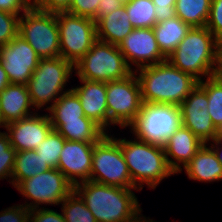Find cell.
<instances>
[{
    "instance_id": "30",
    "label": "cell",
    "mask_w": 222,
    "mask_h": 222,
    "mask_svg": "<svg viewBox=\"0 0 222 222\" xmlns=\"http://www.w3.org/2000/svg\"><path fill=\"white\" fill-rule=\"evenodd\" d=\"M65 222H97L81 197L73 190L62 202Z\"/></svg>"
},
{
    "instance_id": "15",
    "label": "cell",
    "mask_w": 222,
    "mask_h": 222,
    "mask_svg": "<svg viewBox=\"0 0 222 222\" xmlns=\"http://www.w3.org/2000/svg\"><path fill=\"white\" fill-rule=\"evenodd\" d=\"M179 106L184 127L204 143H209L216 137L217 129L208 113L207 93L199 84Z\"/></svg>"
},
{
    "instance_id": "9",
    "label": "cell",
    "mask_w": 222,
    "mask_h": 222,
    "mask_svg": "<svg viewBox=\"0 0 222 222\" xmlns=\"http://www.w3.org/2000/svg\"><path fill=\"white\" fill-rule=\"evenodd\" d=\"M18 34L30 44L40 58L60 57L56 13L30 7L19 18Z\"/></svg>"
},
{
    "instance_id": "45",
    "label": "cell",
    "mask_w": 222,
    "mask_h": 222,
    "mask_svg": "<svg viewBox=\"0 0 222 222\" xmlns=\"http://www.w3.org/2000/svg\"><path fill=\"white\" fill-rule=\"evenodd\" d=\"M218 74L222 77V43H220V63Z\"/></svg>"
},
{
    "instance_id": "22",
    "label": "cell",
    "mask_w": 222,
    "mask_h": 222,
    "mask_svg": "<svg viewBox=\"0 0 222 222\" xmlns=\"http://www.w3.org/2000/svg\"><path fill=\"white\" fill-rule=\"evenodd\" d=\"M133 29L127 11L122 6L96 23L97 40L119 46Z\"/></svg>"
},
{
    "instance_id": "43",
    "label": "cell",
    "mask_w": 222,
    "mask_h": 222,
    "mask_svg": "<svg viewBox=\"0 0 222 222\" xmlns=\"http://www.w3.org/2000/svg\"><path fill=\"white\" fill-rule=\"evenodd\" d=\"M10 84L8 76L3 69L2 63L0 62V92L6 89V87Z\"/></svg>"
},
{
    "instance_id": "17",
    "label": "cell",
    "mask_w": 222,
    "mask_h": 222,
    "mask_svg": "<svg viewBox=\"0 0 222 222\" xmlns=\"http://www.w3.org/2000/svg\"><path fill=\"white\" fill-rule=\"evenodd\" d=\"M94 144L65 141L57 169L73 186L90 181Z\"/></svg>"
},
{
    "instance_id": "40",
    "label": "cell",
    "mask_w": 222,
    "mask_h": 222,
    "mask_svg": "<svg viewBox=\"0 0 222 222\" xmlns=\"http://www.w3.org/2000/svg\"><path fill=\"white\" fill-rule=\"evenodd\" d=\"M30 7V0H0V10L14 15H21Z\"/></svg>"
},
{
    "instance_id": "38",
    "label": "cell",
    "mask_w": 222,
    "mask_h": 222,
    "mask_svg": "<svg viewBox=\"0 0 222 222\" xmlns=\"http://www.w3.org/2000/svg\"><path fill=\"white\" fill-rule=\"evenodd\" d=\"M29 222H65L63 213L41 207L30 212Z\"/></svg>"
},
{
    "instance_id": "16",
    "label": "cell",
    "mask_w": 222,
    "mask_h": 222,
    "mask_svg": "<svg viewBox=\"0 0 222 222\" xmlns=\"http://www.w3.org/2000/svg\"><path fill=\"white\" fill-rule=\"evenodd\" d=\"M35 114L5 125L11 146L17 151L35 150L53 129L48 114Z\"/></svg>"
},
{
    "instance_id": "44",
    "label": "cell",
    "mask_w": 222,
    "mask_h": 222,
    "mask_svg": "<svg viewBox=\"0 0 222 222\" xmlns=\"http://www.w3.org/2000/svg\"><path fill=\"white\" fill-rule=\"evenodd\" d=\"M130 222H155V220L153 221L149 217L146 218V216H143L142 214H140V215H138L135 219H133Z\"/></svg>"
},
{
    "instance_id": "48",
    "label": "cell",
    "mask_w": 222,
    "mask_h": 222,
    "mask_svg": "<svg viewBox=\"0 0 222 222\" xmlns=\"http://www.w3.org/2000/svg\"><path fill=\"white\" fill-rule=\"evenodd\" d=\"M121 2H123L124 4H126L129 0H119Z\"/></svg>"
},
{
    "instance_id": "18",
    "label": "cell",
    "mask_w": 222,
    "mask_h": 222,
    "mask_svg": "<svg viewBox=\"0 0 222 222\" xmlns=\"http://www.w3.org/2000/svg\"><path fill=\"white\" fill-rule=\"evenodd\" d=\"M82 85L71 88L80 98L85 116L108 133L106 83L79 78Z\"/></svg>"
},
{
    "instance_id": "47",
    "label": "cell",
    "mask_w": 222,
    "mask_h": 222,
    "mask_svg": "<svg viewBox=\"0 0 222 222\" xmlns=\"http://www.w3.org/2000/svg\"><path fill=\"white\" fill-rule=\"evenodd\" d=\"M0 127L1 128L5 127V125L3 124V121H2L1 105H0Z\"/></svg>"
},
{
    "instance_id": "36",
    "label": "cell",
    "mask_w": 222,
    "mask_h": 222,
    "mask_svg": "<svg viewBox=\"0 0 222 222\" xmlns=\"http://www.w3.org/2000/svg\"><path fill=\"white\" fill-rule=\"evenodd\" d=\"M31 210L24 204L10 206L0 212V222H29Z\"/></svg>"
},
{
    "instance_id": "6",
    "label": "cell",
    "mask_w": 222,
    "mask_h": 222,
    "mask_svg": "<svg viewBox=\"0 0 222 222\" xmlns=\"http://www.w3.org/2000/svg\"><path fill=\"white\" fill-rule=\"evenodd\" d=\"M182 125L180 106L143 102L129 127L135 138L164 147L169 137Z\"/></svg>"
},
{
    "instance_id": "19",
    "label": "cell",
    "mask_w": 222,
    "mask_h": 222,
    "mask_svg": "<svg viewBox=\"0 0 222 222\" xmlns=\"http://www.w3.org/2000/svg\"><path fill=\"white\" fill-rule=\"evenodd\" d=\"M202 142L188 128L179 127L168 139L164 148L166 159L175 174H180L202 147Z\"/></svg>"
},
{
    "instance_id": "29",
    "label": "cell",
    "mask_w": 222,
    "mask_h": 222,
    "mask_svg": "<svg viewBox=\"0 0 222 222\" xmlns=\"http://www.w3.org/2000/svg\"><path fill=\"white\" fill-rule=\"evenodd\" d=\"M124 7L133 28H153L156 24V6L152 0H129Z\"/></svg>"
},
{
    "instance_id": "31",
    "label": "cell",
    "mask_w": 222,
    "mask_h": 222,
    "mask_svg": "<svg viewBox=\"0 0 222 222\" xmlns=\"http://www.w3.org/2000/svg\"><path fill=\"white\" fill-rule=\"evenodd\" d=\"M65 141L57 130L52 129L35 151L50 168H57Z\"/></svg>"
},
{
    "instance_id": "34",
    "label": "cell",
    "mask_w": 222,
    "mask_h": 222,
    "mask_svg": "<svg viewBox=\"0 0 222 222\" xmlns=\"http://www.w3.org/2000/svg\"><path fill=\"white\" fill-rule=\"evenodd\" d=\"M208 30L222 43V0H212L206 24Z\"/></svg>"
},
{
    "instance_id": "7",
    "label": "cell",
    "mask_w": 222,
    "mask_h": 222,
    "mask_svg": "<svg viewBox=\"0 0 222 222\" xmlns=\"http://www.w3.org/2000/svg\"><path fill=\"white\" fill-rule=\"evenodd\" d=\"M79 78L108 83L129 76L131 69L116 45L97 40L91 49L74 65Z\"/></svg>"
},
{
    "instance_id": "23",
    "label": "cell",
    "mask_w": 222,
    "mask_h": 222,
    "mask_svg": "<svg viewBox=\"0 0 222 222\" xmlns=\"http://www.w3.org/2000/svg\"><path fill=\"white\" fill-rule=\"evenodd\" d=\"M191 29L179 17L174 16L168 20L156 23L153 32L161 53L167 58L178 46Z\"/></svg>"
},
{
    "instance_id": "24",
    "label": "cell",
    "mask_w": 222,
    "mask_h": 222,
    "mask_svg": "<svg viewBox=\"0 0 222 222\" xmlns=\"http://www.w3.org/2000/svg\"><path fill=\"white\" fill-rule=\"evenodd\" d=\"M51 125L66 141L97 143L106 134L98 124L87 117H81V121L51 122Z\"/></svg>"
},
{
    "instance_id": "35",
    "label": "cell",
    "mask_w": 222,
    "mask_h": 222,
    "mask_svg": "<svg viewBox=\"0 0 222 222\" xmlns=\"http://www.w3.org/2000/svg\"><path fill=\"white\" fill-rule=\"evenodd\" d=\"M102 0H71L67 13L94 19Z\"/></svg>"
},
{
    "instance_id": "1",
    "label": "cell",
    "mask_w": 222,
    "mask_h": 222,
    "mask_svg": "<svg viewBox=\"0 0 222 222\" xmlns=\"http://www.w3.org/2000/svg\"><path fill=\"white\" fill-rule=\"evenodd\" d=\"M133 190L113 187L94 181L74 186L97 222H130L142 213Z\"/></svg>"
},
{
    "instance_id": "37",
    "label": "cell",
    "mask_w": 222,
    "mask_h": 222,
    "mask_svg": "<svg viewBox=\"0 0 222 222\" xmlns=\"http://www.w3.org/2000/svg\"><path fill=\"white\" fill-rule=\"evenodd\" d=\"M71 0H31L30 6L34 9L49 13L67 12Z\"/></svg>"
},
{
    "instance_id": "39",
    "label": "cell",
    "mask_w": 222,
    "mask_h": 222,
    "mask_svg": "<svg viewBox=\"0 0 222 222\" xmlns=\"http://www.w3.org/2000/svg\"><path fill=\"white\" fill-rule=\"evenodd\" d=\"M155 8L156 23L168 20L175 15L176 0H152Z\"/></svg>"
},
{
    "instance_id": "28",
    "label": "cell",
    "mask_w": 222,
    "mask_h": 222,
    "mask_svg": "<svg viewBox=\"0 0 222 222\" xmlns=\"http://www.w3.org/2000/svg\"><path fill=\"white\" fill-rule=\"evenodd\" d=\"M205 80L202 79L198 84L207 93L208 113L215 128L218 129L222 125V77L216 74Z\"/></svg>"
},
{
    "instance_id": "33",
    "label": "cell",
    "mask_w": 222,
    "mask_h": 222,
    "mask_svg": "<svg viewBox=\"0 0 222 222\" xmlns=\"http://www.w3.org/2000/svg\"><path fill=\"white\" fill-rule=\"evenodd\" d=\"M20 16L0 10V47L18 35Z\"/></svg>"
},
{
    "instance_id": "21",
    "label": "cell",
    "mask_w": 222,
    "mask_h": 222,
    "mask_svg": "<svg viewBox=\"0 0 222 222\" xmlns=\"http://www.w3.org/2000/svg\"><path fill=\"white\" fill-rule=\"evenodd\" d=\"M204 143L191 161L183 167L191 180L210 183L222 180V165L216 158L213 150Z\"/></svg>"
},
{
    "instance_id": "42",
    "label": "cell",
    "mask_w": 222,
    "mask_h": 222,
    "mask_svg": "<svg viewBox=\"0 0 222 222\" xmlns=\"http://www.w3.org/2000/svg\"><path fill=\"white\" fill-rule=\"evenodd\" d=\"M210 143H211L210 144L211 146H209V147L213 150L216 158L218 159V161L222 165V146H221L222 145V138H214L213 140L210 141Z\"/></svg>"
},
{
    "instance_id": "32",
    "label": "cell",
    "mask_w": 222,
    "mask_h": 222,
    "mask_svg": "<svg viewBox=\"0 0 222 222\" xmlns=\"http://www.w3.org/2000/svg\"><path fill=\"white\" fill-rule=\"evenodd\" d=\"M15 154L16 150L11 146L8 135L5 131H0V180L9 178V184H11Z\"/></svg>"
},
{
    "instance_id": "12",
    "label": "cell",
    "mask_w": 222,
    "mask_h": 222,
    "mask_svg": "<svg viewBox=\"0 0 222 222\" xmlns=\"http://www.w3.org/2000/svg\"><path fill=\"white\" fill-rule=\"evenodd\" d=\"M14 188L25 199V207L29 210L41 208L44 205H60L61 202L74 190V186L57 168H50L41 174L19 182ZM41 205V206H39Z\"/></svg>"
},
{
    "instance_id": "14",
    "label": "cell",
    "mask_w": 222,
    "mask_h": 222,
    "mask_svg": "<svg viewBox=\"0 0 222 222\" xmlns=\"http://www.w3.org/2000/svg\"><path fill=\"white\" fill-rule=\"evenodd\" d=\"M118 47L131 69L132 65L138 69L167 60L157 45L153 28H134Z\"/></svg>"
},
{
    "instance_id": "20",
    "label": "cell",
    "mask_w": 222,
    "mask_h": 222,
    "mask_svg": "<svg viewBox=\"0 0 222 222\" xmlns=\"http://www.w3.org/2000/svg\"><path fill=\"white\" fill-rule=\"evenodd\" d=\"M0 105L4 125L35 114L27 85L10 83L0 92Z\"/></svg>"
},
{
    "instance_id": "11",
    "label": "cell",
    "mask_w": 222,
    "mask_h": 222,
    "mask_svg": "<svg viewBox=\"0 0 222 222\" xmlns=\"http://www.w3.org/2000/svg\"><path fill=\"white\" fill-rule=\"evenodd\" d=\"M56 16L60 56L74 66L97 41L96 22L67 12L56 13Z\"/></svg>"
},
{
    "instance_id": "10",
    "label": "cell",
    "mask_w": 222,
    "mask_h": 222,
    "mask_svg": "<svg viewBox=\"0 0 222 222\" xmlns=\"http://www.w3.org/2000/svg\"><path fill=\"white\" fill-rule=\"evenodd\" d=\"M108 128L119 125L129 127L142 106L139 80L133 71L129 76L106 83Z\"/></svg>"
},
{
    "instance_id": "8",
    "label": "cell",
    "mask_w": 222,
    "mask_h": 222,
    "mask_svg": "<svg viewBox=\"0 0 222 222\" xmlns=\"http://www.w3.org/2000/svg\"><path fill=\"white\" fill-rule=\"evenodd\" d=\"M90 181L126 189H138L132 182L123 157L120 138L106 133L94 144Z\"/></svg>"
},
{
    "instance_id": "2",
    "label": "cell",
    "mask_w": 222,
    "mask_h": 222,
    "mask_svg": "<svg viewBox=\"0 0 222 222\" xmlns=\"http://www.w3.org/2000/svg\"><path fill=\"white\" fill-rule=\"evenodd\" d=\"M141 88L142 102L179 106L198 84L168 60L134 69Z\"/></svg>"
},
{
    "instance_id": "41",
    "label": "cell",
    "mask_w": 222,
    "mask_h": 222,
    "mask_svg": "<svg viewBox=\"0 0 222 222\" xmlns=\"http://www.w3.org/2000/svg\"><path fill=\"white\" fill-rule=\"evenodd\" d=\"M122 6H124V3L119 0H102L99 3L97 16L93 20L97 23L102 17L109 15Z\"/></svg>"
},
{
    "instance_id": "13",
    "label": "cell",
    "mask_w": 222,
    "mask_h": 222,
    "mask_svg": "<svg viewBox=\"0 0 222 222\" xmlns=\"http://www.w3.org/2000/svg\"><path fill=\"white\" fill-rule=\"evenodd\" d=\"M39 61L40 57L19 34L0 47V62L10 83L27 85Z\"/></svg>"
},
{
    "instance_id": "27",
    "label": "cell",
    "mask_w": 222,
    "mask_h": 222,
    "mask_svg": "<svg viewBox=\"0 0 222 222\" xmlns=\"http://www.w3.org/2000/svg\"><path fill=\"white\" fill-rule=\"evenodd\" d=\"M212 0H176L175 15L191 27L206 26Z\"/></svg>"
},
{
    "instance_id": "25",
    "label": "cell",
    "mask_w": 222,
    "mask_h": 222,
    "mask_svg": "<svg viewBox=\"0 0 222 222\" xmlns=\"http://www.w3.org/2000/svg\"><path fill=\"white\" fill-rule=\"evenodd\" d=\"M49 169L50 167L35 150L17 151L11 175V185L15 187L19 182Z\"/></svg>"
},
{
    "instance_id": "5",
    "label": "cell",
    "mask_w": 222,
    "mask_h": 222,
    "mask_svg": "<svg viewBox=\"0 0 222 222\" xmlns=\"http://www.w3.org/2000/svg\"><path fill=\"white\" fill-rule=\"evenodd\" d=\"M73 72L74 66L61 56L40 58L27 84L34 112L35 108L38 110L44 108L48 111L62 94L71 90L65 86L72 78Z\"/></svg>"
},
{
    "instance_id": "26",
    "label": "cell",
    "mask_w": 222,
    "mask_h": 222,
    "mask_svg": "<svg viewBox=\"0 0 222 222\" xmlns=\"http://www.w3.org/2000/svg\"><path fill=\"white\" fill-rule=\"evenodd\" d=\"M50 122H73L81 121V117H86L80 98L71 89L62 94L48 110Z\"/></svg>"
},
{
    "instance_id": "3",
    "label": "cell",
    "mask_w": 222,
    "mask_h": 222,
    "mask_svg": "<svg viewBox=\"0 0 222 222\" xmlns=\"http://www.w3.org/2000/svg\"><path fill=\"white\" fill-rule=\"evenodd\" d=\"M167 60L198 81L218 74L220 42L206 26L191 27Z\"/></svg>"
},
{
    "instance_id": "4",
    "label": "cell",
    "mask_w": 222,
    "mask_h": 222,
    "mask_svg": "<svg viewBox=\"0 0 222 222\" xmlns=\"http://www.w3.org/2000/svg\"><path fill=\"white\" fill-rule=\"evenodd\" d=\"M120 146L133 184L141 191L143 185L156 189L163 179L174 175L163 147L140 139L120 138Z\"/></svg>"
},
{
    "instance_id": "46",
    "label": "cell",
    "mask_w": 222,
    "mask_h": 222,
    "mask_svg": "<svg viewBox=\"0 0 222 222\" xmlns=\"http://www.w3.org/2000/svg\"><path fill=\"white\" fill-rule=\"evenodd\" d=\"M215 138H222V125L217 129Z\"/></svg>"
}]
</instances>
